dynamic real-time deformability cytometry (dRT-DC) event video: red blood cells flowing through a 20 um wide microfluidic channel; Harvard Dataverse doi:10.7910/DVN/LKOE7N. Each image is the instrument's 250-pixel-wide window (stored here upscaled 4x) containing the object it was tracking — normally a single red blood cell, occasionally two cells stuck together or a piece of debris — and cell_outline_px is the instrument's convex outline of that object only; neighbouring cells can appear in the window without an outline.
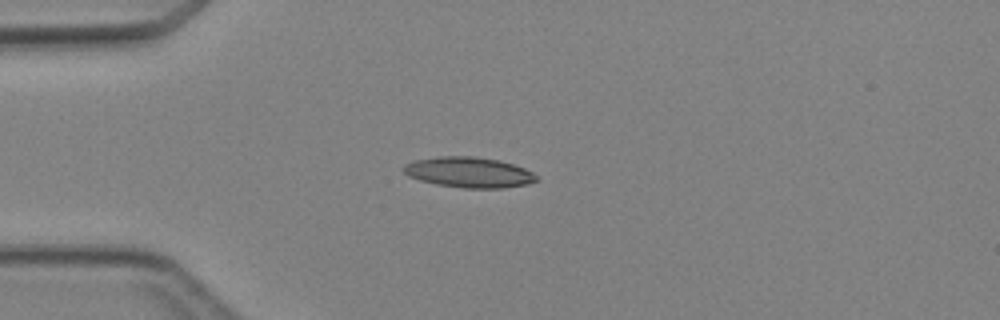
{"species": "Egyptian fruit bat (a non-hibernating species)", "species_latin": "Rousettus aegyptiacus", "temperature_condition": "cold", "stored_images_in_passage": 5, "camera_frame_rate_fps": 3000, "um_per_image_px": 0.085, "animal": {"sex": "female"}, "frame": {"image": 1, "passage_image": 4, "time_ms": 3.667, "image_size_px": [1000, 320], "cell_outline_px": [[536, 180], [528, 184], [500, 188], [464, 188], [436, 184], [420, 180], [408, 176], [400, 168], [404, 164], [416, 160], [440, 156], [472, 156], [500, 160], [524, 168], [532, 172], [536, 176]], "centroid_in_image_um": [39.82, 14.64], "position_along_channel_um": 45.2, "area_um2": 23.52}}